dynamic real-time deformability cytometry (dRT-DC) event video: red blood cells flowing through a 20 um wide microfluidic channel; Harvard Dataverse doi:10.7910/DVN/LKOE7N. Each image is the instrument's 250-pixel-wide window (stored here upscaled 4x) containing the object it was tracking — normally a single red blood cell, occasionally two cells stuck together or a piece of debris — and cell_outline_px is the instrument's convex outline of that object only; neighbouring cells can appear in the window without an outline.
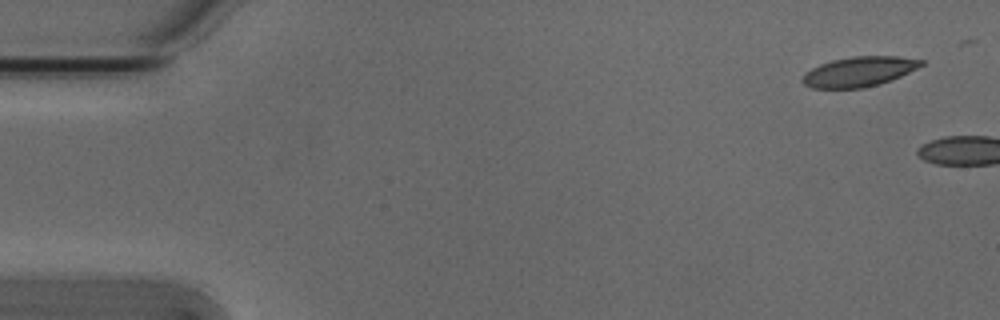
{"species": "Egyptian fruit bat (a non-hibernating species)", "species_latin": "Rousettus aegyptiacus", "temperature_condition": "cold", "stored_images_in_passage": 2, "camera_frame_rate_fps": 3000, "um_per_image_px": 0.085, "animal": {"sex": "male"}, "frame": {"image": 1, "passage_image": 1, "time_ms": 0.0, "image_size_px": [1000, 320], "cell_outline_px": [[924, 64], [900, 76], [880, 84], [864, 88], [812, 88], [804, 84], [800, 80], [804, 72], [820, 64], [832, 60], [852, 56], [896, 56], [924, 60]], "centroid_in_image_um": [72.98, 6.09], "position_along_channel_um": 12.0, "area_um2": 20.69}}